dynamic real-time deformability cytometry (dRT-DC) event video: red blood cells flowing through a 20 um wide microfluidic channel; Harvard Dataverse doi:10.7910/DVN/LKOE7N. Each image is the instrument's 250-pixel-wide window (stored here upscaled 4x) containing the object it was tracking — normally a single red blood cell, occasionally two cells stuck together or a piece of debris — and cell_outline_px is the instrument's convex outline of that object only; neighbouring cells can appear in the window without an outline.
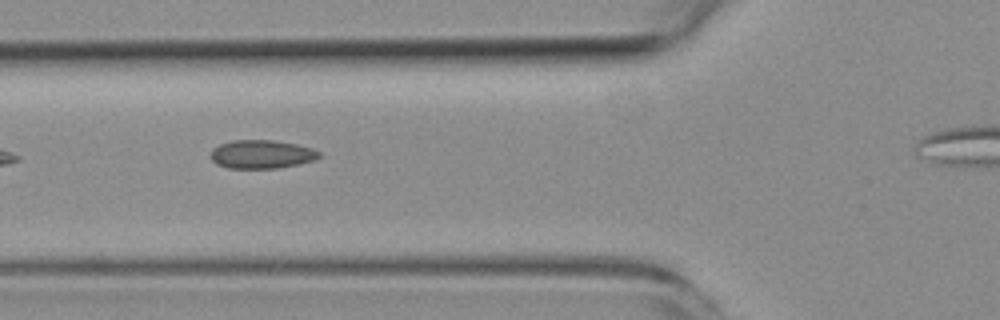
{"species": "common noctule bat (a hibernating species)", "species_latin": "Nyctalus noctula", "temperature_condition": "room temperature", "stored_images_in_passage": 8, "segment_of_instrument_passage": [1, 2], "camera_frame_rate_fps": 3000, "um_per_image_px": 0.085, "animal": {"sex": "female", "body_mass_g": 19.3, "forearm_length_mm": 54.1}, "frame": {"image": 1, "passage_image": 4, "time_ms": 3.333, "image_size_px": [1000, 320], "cell_outline_px": [[320, 156], [312, 160], [296, 164], [276, 168], [228, 168], [216, 164], [212, 160], [212, 148], [220, 144], [232, 140], [272, 140], [296, 144], [312, 148], [320, 152]], "centroid_in_image_um": [22.21, 13.1], "position_along_channel_um": 103.6, "area_um2": 17.8}}
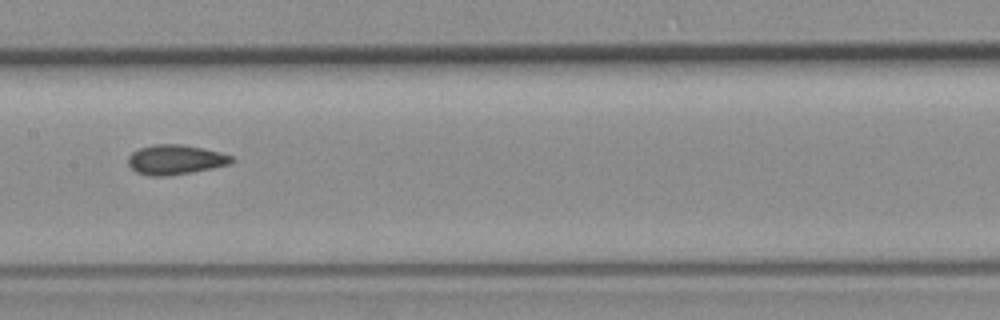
{"frame": {"image": 2, "passage_image": 6, "time_ms": 5.667, "image_size_px": [1000, 320], "cell_outline_px": [[236, 160], [228, 164], [212, 168], [192, 172], [164, 176], [148, 176], [136, 172], [128, 164], [128, 156], [132, 152], [140, 148], [156, 144], [180, 144], [204, 148], [220, 152], [232, 156]], "centroid_in_image_um": [14.9, 13.57], "position_along_channel_um": 192.5, "area_um2": 17.92}}
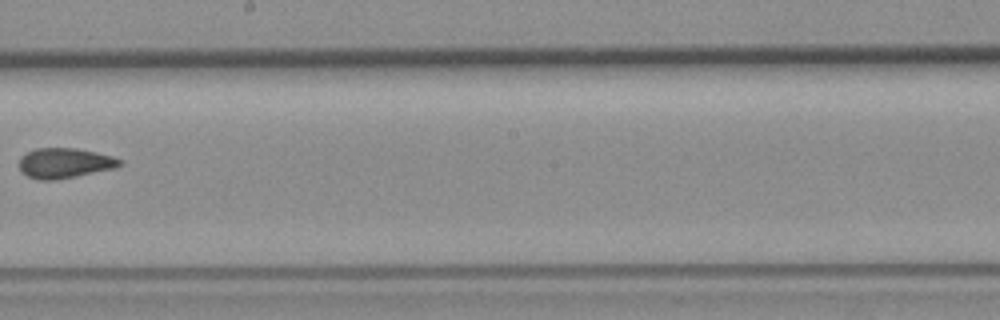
{"frame": {"image": 3, "passage_image": 7, "time_ms": 7.0, "image_size_px": [1000, 320], "cell_outline_px": [[124, 164], [116, 168], [76, 176], [52, 180], [36, 180], [20, 172], [20, 156], [36, 148], [76, 148], [96, 152], [112, 156], [120, 160]], "centroid_in_image_um": [5.49, 13.86], "position_along_channel_um": 242.7, "area_um2": 17.69}}